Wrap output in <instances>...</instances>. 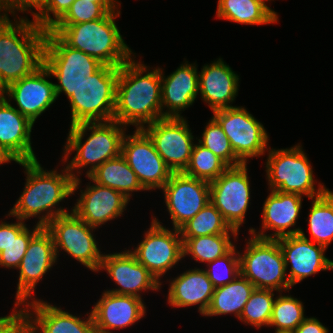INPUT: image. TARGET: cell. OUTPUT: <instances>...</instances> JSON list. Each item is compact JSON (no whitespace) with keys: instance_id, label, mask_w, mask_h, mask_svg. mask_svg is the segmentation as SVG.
Returning <instances> with one entry per match:
<instances>
[{"instance_id":"48","label":"cell","mask_w":333,"mask_h":333,"mask_svg":"<svg viewBox=\"0 0 333 333\" xmlns=\"http://www.w3.org/2000/svg\"><path fill=\"white\" fill-rule=\"evenodd\" d=\"M91 2H118V0H87Z\"/></svg>"},{"instance_id":"3","label":"cell","mask_w":333,"mask_h":333,"mask_svg":"<svg viewBox=\"0 0 333 333\" xmlns=\"http://www.w3.org/2000/svg\"><path fill=\"white\" fill-rule=\"evenodd\" d=\"M46 34L47 30L26 17L13 22L9 17H0V87L3 90L43 65Z\"/></svg>"},{"instance_id":"40","label":"cell","mask_w":333,"mask_h":333,"mask_svg":"<svg viewBox=\"0 0 333 333\" xmlns=\"http://www.w3.org/2000/svg\"><path fill=\"white\" fill-rule=\"evenodd\" d=\"M206 267L208 269L204 271L214 288L231 283L240 274V258L236 245L224 256L208 263Z\"/></svg>"},{"instance_id":"47","label":"cell","mask_w":333,"mask_h":333,"mask_svg":"<svg viewBox=\"0 0 333 333\" xmlns=\"http://www.w3.org/2000/svg\"><path fill=\"white\" fill-rule=\"evenodd\" d=\"M10 161H14V160L0 146V165L3 163L4 164L9 163Z\"/></svg>"},{"instance_id":"32","label":"cell","mask_w":333,"mask_h":333,"mask_svg":"<svg viewBox=\"0 0 333 333\" xmlns=\"http://www.w3.org/2000/svg\"><path fill=\"white\" fill-rule=\"evenodd\" d=\"M237 238L238 232L182 238L183 257L191 255L195 261L210 263L227 254L235 245L231 236Z\"/></svg>"},{"instance_id":"44","label":"cell","mask_w":333,"mask_h":333,"mask_svg":"<svg viewBox=\"0 0 333 333\" xmlns=\"http://www.w3.org/2000/svg\"><path fill=\"white\" fill-rule=\"evenodd\" d=\"M14 305L10 315L0 317V333H20L23 329V307L17 309L22 304L15 301Z\"/></svg>"},{"instance_id":"5","label":"cell","mask_w":333,"mask_h":333,"mask_svg":"<svg viewBox=\"0 0 333 333\" xmlns=\"http://www.w3.org/2000/svg\"><path fill=\"white\" fill-rule=\"evenodd\" d=\"M120 10L110 11L103 18L69 26H52L50 31L57 34L68 46L96 58L103 65L120 67L133 56L125 43L115 18Z\"/></svg>"},{"instance_id":"15","label":"cell","mask_w":333,"mask_h":333,"mask_svg":"<svg viewBox=\"0 0 333 333\" xmlns=\"http://www.w3.org/2000/svg\"><path fill=\"white\" fill-rule=\"evenodd\" d=\"M121 155L126 159L146 191L161 190L173 173L156 151L152 140L142 129H135L133 135L125 134Z\"/></svg>"},{"instance_id":"22","label":"cell","mask_w":333,"mask_h":333,"mask_svg":"<svg viewBox=\"0 0 333 333\" xmlns=\"http://www.w3.org/2000/svg\"><path fill=\"white\" fill-rule=\"evenodd\" d=\"M302 196L298 194L271 191L267 196L262 210V228L256 232L249 229V234L263 239H277L288 235H297L301 228L289 229L296 225L302 208ZM266 230H274L272 234H265Z\"/></svg>"},{"instance_id":"45","label":"cell","mask_w":333,"mask_h":333,"mask_svg":"<svg viewBox=\"0 0 333 333\" xmlns=\"http://www.w3.org/2000/svg\"><path fill=\"white\" fill-rule=\"evenodd\" d=\"M17 220L15 223L0 222V252L10 243L11 234H20L27 227L25 221Z\"/></svg>"},{"instance_id":"29","label":"cell","mask_w":333,"mask_h":333,"mask_svg":"<svg viewBox=\"0 0 333 333\" xmlns=\"http://www.w3.org/2000/svg\"><path fill=\"white\" fill-rule=\"evenodd\" d=\"M269 0H218L219 19L246 25L274 24L278 14L265 2Z\"/></svg>"},{"instance_id":"13","label":"cell","mask_w":333,"mask_h":333,"mask_svg":"<svg viewBox=\"0 0 333 333\" xmlns=\"http://www.w3.org/2000/svg\"><path fill=\"white\" fill-rule=\"evenodd\" d=\"M247 164L228 167L210 182V202L218 209L230 228L239 232L250 202Z\"/></svg>"},{"instance_id":"20","label":"cell","mask_w":333,"mask_h":333,"mask_svg":"<svg viewBox=\"0 0 333 333\" xmlns=\"http://www.w3.org/2000/svg\"><path fill=\"white\" fill-rule=\"evenodd\" d=\"M49 76L51 77V74L43 64L34 73L8 85L2 96L7 101H16V110L34 124L57 99L55 83L47 79Z\"/></svg>"},{"instance_id":"25","label":"cell","mask_w":333,"mask_h":333,"mask_svg":"<svg viewBox=\"0 0 333 333\" xmlns=\"http://www.w3.org/2000/svg\"><path fill=\"white\" fill-rule=\"evenodd\" d=\"M198 93L199 74L195 64L186 61L167 77L161 68L162 118H183L181 111L195 102Z\"/></svg>"},{"instance_id":"49","label":"cell","mask_w":333,"mask_h":333,"mask_svg":"<svg viewBox=\"0 0 333 333\" xmlns=\"http://www.w3.org/2000/svg\"><path fill=\"white\" fill-rule=\"evenodd\" d=\"M20 333H28L24 328L20 331Z\"/></svg>"},{"instance_id":"35","label":"cell","mask_w":333,"mask_h":333,"mask_svg":"<svg viewBox=\"0 0 333 333\" xmlns=\"http://www.w3.org/2000/svg\"><path fill=\"white\" fill-rule=\"evenodd\" d=\"M303 303L291 295L276 297L269 327L275 326V333H292L307 317Z\"/></svg>"},{"instance_id":"7","label":"cell","mask_w":333,"mask_h":333,"mask_svg":"<svg viewBox=\"0 0 333 333\" xmlns=\"http://www.w3.org/2000/svg\"><path fill=\"white\" fill-rule=\"evenodd\" d=\"M267 154L266 173L270 191L304 195L314 199L329 189L319 183L315 188L312 166L300 143L289 149H270Z\"/></svg>"},{"instance_id":"41","label":"cell","mask_w":333,"mask_h":333,"mask_svg":"<svg viewBox=\"0 0 333 333\" xmlns=\"http://www.w3.org/2000/svg\"><path fill=\"white\" fill-rule=\"evenodd\" d=\"M41 225H36L29 230L27 227L20 234H11V241L5 247V250L0 252V266L6 268L18 269L22 258L28 248L30 240L42 229Z\"/></svg>"},{"instance_id":"30","label":"cell","mask_w":333,"mask_h":333,"mask_svg":"<svg viewBox=\"0 0 333 333\" xmlns=\"http://www.w3.org/2000/svg\"><path fill=\"white\" fill-rule=\"evenodd\" d=\"M88 179L92 183L96 182L121 192L129 200L131 192L145 190L122 155L105 161L88 176Z\"/></svg>"},{"instance_id":"23","label":"cell","mask_w":333,"mask_h":333,"mask_svg":"<svg viewBox=\"0 0 333 333\" xmlns=\"http://www.w3.org/2000/svg\"><path fill=\"white\" fill-rule=\"evenodd\" d=\"M129 201L121 192L94 182L81 190L72 211L89 226L97 228L121 216Z\"/></svg>"},{"instance_id":"27","label":"cell","mask_w":333,"mask_h":333,"mask_svg":"<svg viewBox=\"0 0 333 333\" xmlns=\"http://www.w3.org/2000/svg\"><path fill=\"white\" fill-rule=\"evenodd\" d=\"M239 76L219 58L204 65L199 73V93L212 111L234 107L230 105L237 96Z\"/></svg>"},{"instance_id":"14","label":"cell","mask_w":333,"mask_h":333,"mask_svg":"<svg viewBox=\"0 0 333 333\" xmlns=\"http://www.w3.org/2000/svg\"><path fill=\"white\" fill-rule=\"evenodd\" d=\"M142 130L173 173L185 171L194 146V136L185 118L158 119Z\"/></svg>"},{"instance_id":"18","label":"cell","mask_w":333,"mask_h":333,"mask_svg":"<svg viewBox=\"0 0 333 333\" xmlns=\"http://www.w3.org/2000/svg\"><path fill=\"white\" fill-rule=\"evenodd\" d=\"M51 234L43 227L29 242L19 269L16 302L22 306L33 299L37 283L57 262Z\"/></svg>"},{"instance_id":"26","label":"cell","mask_w":333,"mask_h":333,"mask_svg":"<svg viewBox=\"0 0 333 333\" xmlns=\"http://www.w3.org/2000/svg\"><path fill=\"white\" fill-rule=\"evenodd\" d=\"M33 123L0 96V146L14 160H37L31 146Z\"/></svg>"},{"instance_id":"50","label":"cell","mask_w":333,"mask_h":333,"mask_svg":"<svg viewBox=\"0 0 333 333\" xmlns=\"http://www.w3.org/2000/svg\"><path fill=\"white\" fill-rule=\"evenodd\" d=\"M3 94V89L0 87V96Z\"/></svg>"},{"instance_id":"38","label":"cell","mask_w":333,"mask_h":333,"mask_svg":"<svg viewBox=\"0 0 333 333\" xmlns=\"http://www.w3.org/2000/svg\"><path fill=\"white\" fill-rule=\"evenodd\" d=\"M118 2H89L75 0L66 14L53 26H69L103 18L108 12L115 11L121 3Z\"/></svg>"},{"instance_id":"33","label":"cell","mask_w":333,"mask_h":333,"mask_svg":"<svg viewBox=\"0 0 333 333\" xmlns=\"http://www.w3.org/2000/svg\"><path fill=\"white\" fill-rule=\"evenodd\" d=\"M308 214L309 230L314 243L328 248L333 241V192L312 199Z\"/></svg>"},{"instance_id":"16","label":"cell","mask_w":333,"mask_h":333,"mask_svg":"<svg viewBox=\"0 0 333 333\" xmlns=\"http://www.w3.org/2000/svg\"><path fill=\"white\" fill-rule=\"evenodd\" d=\"M162 190L174 229L179 230L210 202L209 182L183 172L172 173Z\"/></svg>"},{"instance_id":"39","label":"cell","mask_w":333,"mask_h":333,"mask_svg":"<svg viewBox=\"0 0 333 333\" xmlns=\"http://www.w3.org/2000/svg\"><path fill=\"white\" fill-rule=\"evenodd\" d=\"M198 143L212 151L229 167H235L243 164L236 157L229 139L213 117L207 123L201 139H198Z\"/></svg>"},{"instance_id":"12","label":"cell","mask_w":333,"mask_h":333,"mask_svg":"<svg viewBox=\"0 0 333 333\" xmlns=\"http://www.w3.org/2000/svg\"><path fill=\"white\" fill-rule=\"evenodd\" d=\"M150 225L143 241L130 252L161 283L162 275L184 258L183 241L178 229H166L155 216Z\"/></svg>"},{"instance_id":"19","label":"cell","mask_w":333,"mask_h":333,"mask_svg":"<svg viewBox=\"0 0 333 333\" xmlns=\"http://www.w3.org/2000/svg\"><path fill=\"white\" fill-rule=\"evenodd\" d=\"M87 316L82 320L60 307L35 299L23 306V328L28 333H97L91 312Z\"/></svg>"},{"instance_id":"2","label":"cell","mask_w":333,"mask_h":333,"mask_svg":"<svg viewBox=\"0 0 333 333\" xmlns=\"http://www.w3.org/2000/svg\"><path fill=\"white\" fill-rule=\"evenodd\" d=\"M18 164L25 168L26 184L7 216L23 221L38 216L37 224L45 227L54 218L71 212L62 207L56 209V205L73 195L74 179L67 167L58 173L56 169L47 172L38 160Z\"/></svg>"},{"instance_id":"37","label":"cell","mask_w":333,"mask_h":333,"mask_svg":"<svg viewBox=\"0 0 333 333\" xmlns=\"http://www.w3.org/2000/svg\"><path fill=\"white\" fill-rule=\"evenodd\" d=\"M273 291L275 290L255 288L245 304L239 320L252 327H269L275 301Z\"/></svg>"},{"instance_id":"28","label":"cell","mask_w":333,"mask_h":333,"mask_svg":"<svg viewBox=\"0 0 333 333\" xmlns=\"http://www.w3.org/2000/svg\"><path fill=\"white\" fill-rule=\"evenodd\" d=\"M214 287L204 269L186 270L171 280L168 290V303L172 307L199 305L198 311L205 315L208 310Z\"/></svg>"},{"instance_id":"10","label":"cell","mask_w":333,"mask_h":333,"mask_svg":"<svg viewBox=\"0 0 333 333\" xmlns=\"http://www.w3.org/2000/svg\"><path fill=\"white\" fill-rule=\"evenodd\" d=\"M45 228L53 238L57 258L62 249L91 271H99L103 254L92 232L96 228L89 226L72 210L54 218Z\"/></svg>"},{"instance_id":"24","label":"cell","mask_w":333,"mask_h":333,"mask_svg":"<svg viewBox=\"0 0 333 333\" xmlns=\"http://www.w3.org/2000/svg\"><path fill=\"white\" fill-rule=\"evenodd\" d=\"M145 311V304L138 297L104 291L91 314L97 333H112L110 330L134 325Z\"/></svg>"},{"instance_id":"42","label":"cell","mask_w":333,"mask_h":333,"mask_svg":"<svg viewBox=\"0 0 333 333\" xmlns=\"http://www.w3.org/2000/svg\"><path fill=\"white\" fill-rule=\"evenodd\" d=\"M75 0H45L40 11L33 17L34 22L45 30H50L70 9ZM51 13L53 17H51Z\"/></svg>"},{"instance_id":"1","label":"cell","mask_w":333,"mask_h":333,"mask_svg":"<svg viewBox=\"0 0 333 333\" xmlns=\"http://www.w3.org/2000/svg\"><path fill=\"white\" fill-rule=\"evenodd\" d=\"M148 67L133 57L119 67L113 120L121 125L142 129L162 119L161 68Z\"/></svg>"},{"instance_id":"46","label":"cell","mask_w":333,"mask_h":333,"mask_svg":"<svg viewBox=\"0 0 333 333\" xmlns=\"http://www.w3.org/2000/svg\"><path fill=\"white\" fill-rule=\"evenodd\" d=\"M322 323L314 317L306 318L292 333H328Z\"/></svg>"},{"instance_id":"43","label":"cell","mask_w":333,"mask_h":333,"mask_svg":"<svg viewBox=\"0 0 333 333\" xmlns=\"http://www.w3.org/2000/svg\"><path fill=\"white\" fill-rule=\"evenodd\" d=\"M44 1L45 0H0V12L5 11L3 12L4 14L0 13V17H8L9 13H11V15L13 14L14 17L16 10L21 11V13L30 10L34 17V15L40 11ZM31 8H34L37 12H32L33 10Z\"/></svg>"},{"instance_id":"9","label":"cell","mask_w":333,"mask_h":333,"mask_svg":"<svg viewBox=\"0 0 333 333\" xmlns=\"http://www.w3.org/2000/svg\"><path fill=\"white\" fill-rule=\"evenodd\" d=\"M248 240L244 253L239 252L240 274L257 289L287 292L291 285L287 278L284 256L277 239L255 236Z\"/></svg>"},{"instance_id":"6","label":"cell","mask_w":333,"mask_h":333,"mask_svg":"<svg viewBox=\"0 0 333 333\" xmlns=\"http://www.w3.org/2000/svg\"><path fill=\"white\" fill-rule=\"evenodd\" d=\"M119 67L102 65L84 79L69 98L71 125L113 120Z\"/></svg>"},{"instance_id":"4","label":"cell","mask_w":333,"mask_h":333,"mask_svg":"<svg viewBox=\"0 0 333 333\" xmlns=\"http://www.w3.org/2000/svg\"><path fill=\"white\" fill-rule=\"evenodd\" d=\"M126 128V126L114 120L83 122L70 126L69 135L64 145V157L62 158L66 162L71 154L70 152L76 151L75 156L66 166L74 179L73 194L79 188L81 182V179L73 170H76L79 174L81 169L90 166L86 172V177H88L105 161L120 156ZM87 130L89 132L91 130V133L85 142H82L86 132H88Z\"/></svg>"},{"instance_id":"36","label":"cell","mask_w":333,"mask_h":333,"mask_svg":"<svg viewBox=\"0 0 333 333\" xmlns=\"http://www.w3.org/2000/svg\"><path fill=\"white\" fill-rule=\"evenodd\" d=\"M229 166L212 151L201 144H194L190 162L183 172L185 175L212 182Z\"/></svg>"},{"instance_id":"11","label":"cell","mask_w":333,"mask_h":333,"mask_svg":"<svg viewBox=\"0 0 333 333\" xmlns=\"http://www.w3.org/2000/svg\"><path fill=\"white\" fill-rule=\"evenodd\" d=\"M212 112L213 118L229 139L236 157L243 164L248 163V158L262 156L268 150L269 136L263 124L244 107L234 106Z\"/></svg>"},{"instance_id":"8","label":"cell","mask_w":333,"mask_h":333,"mask_svg":"<svg viewBox=\"0 0 333 333\" xmlns=\"http://www.w3.org/2000/svg\"><path fill=\"white\" fill-rule=\"evenodd\" d=\"M43 64L59 83L56 96L64 92L68 99L80 83L93 75L103 64L96 58L68 46L57 34L47 30Z\"/></svg>"},{"instance_id":"21","label":"cell","mask_w":333,"mask_h":333,"mask_svg":"<svg viewBox=\"0 0 333 333\" xmlns=\"http://www.w3.org/2000/svg\"><path fill=\"white\" fill-rule=\"evenodd\" d=\"M100 270L107 271L119 288L106 290L110 293L135 296L140 299L144 290L158 291L162 283L142 265L130 250L103 254ZM141 291V292H140Z\"/></svg>"},{"instance_id":"31","label":"cell","mask_w":333,"mask_h":333,"mask_svg":"<svg viewBox=\"0 0 333 333\" xmlns=\"http://www.w3.org/2000/svg\"><path fill=\"white\" fill-rule=\"evenodd\" d=\"M254 289L255 286L239 274L231 283L214 288L210 306L204 316L232 313L239 319Z\"/></svg>"},{"instance_id":"34","label":"cell","mask_w":333,"mask_h":333,"mask_svg":"<svg viewBox=\"0 0 333 333\" xmlns=\"http://www.w3.org/2000/svg\"><path fill=\"white\" fill-rule=\"evenodd\" d=\"M181 238H195L237 232L225 222L218 209L209 202L180 229Z\"/></svg>"},{"instance_id":"17","label":"cell","mask_w":333,"mask_h":333,"mask_svg":"<svg viewBox=\"0 0 333 333\" xmlns=\"http://www.w3.org/2000/svg\"><path fill=\"white\" fill-rule=\"evenodd\" d=\"M277 240L286 271L291 264L287 275L291 287L319 271L333 270V261L324 255L327 248L310 241L303 230L297 235L283 236Z\"/></svg>"}]
</instances>
